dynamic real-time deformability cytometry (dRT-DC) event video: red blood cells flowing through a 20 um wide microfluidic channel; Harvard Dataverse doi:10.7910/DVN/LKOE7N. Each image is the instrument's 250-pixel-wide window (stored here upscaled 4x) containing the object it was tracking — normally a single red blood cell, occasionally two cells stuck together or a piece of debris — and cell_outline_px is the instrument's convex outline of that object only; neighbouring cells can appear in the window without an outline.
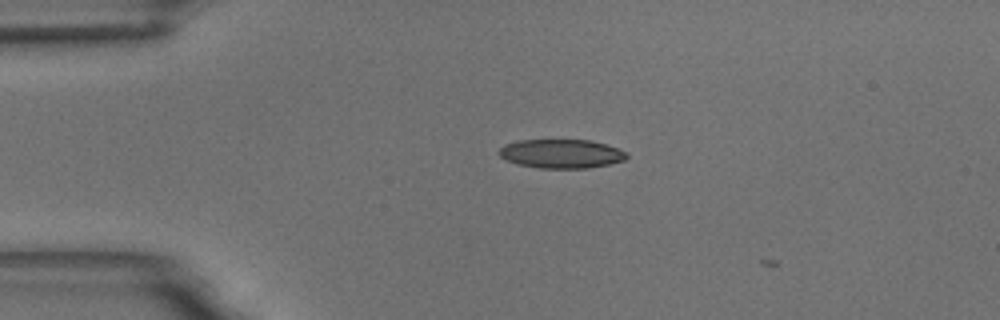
{"species": "common noctule bat (a hibernating species)", "species_latin": "Nyctalus noctula", "temperature_condition": "room temperature", "stored_images_in_passage": 3, "camera_frame_rate_fps": 3000, "um_per_image_px": 0.085, "animal": {"sex": "male", "body_mass_g": 18.8}, "frame": {"image": 1, "passage_image": 2, "time_ms": 0.333, "image_size_px": [1000, 320], "cell_outline_px": [[628, 156], [624, 160], [608, 164], [588, 168], [540, 168], [516, 164], [500, 156], [496, 152], [504, 144], [520, 140], [588, 140], [604, 144], [628, 152]], "centroid_in_image_um": [47.68, 13.07], "position_along_channel_um": 37.3, "area_um2": 21.44}}